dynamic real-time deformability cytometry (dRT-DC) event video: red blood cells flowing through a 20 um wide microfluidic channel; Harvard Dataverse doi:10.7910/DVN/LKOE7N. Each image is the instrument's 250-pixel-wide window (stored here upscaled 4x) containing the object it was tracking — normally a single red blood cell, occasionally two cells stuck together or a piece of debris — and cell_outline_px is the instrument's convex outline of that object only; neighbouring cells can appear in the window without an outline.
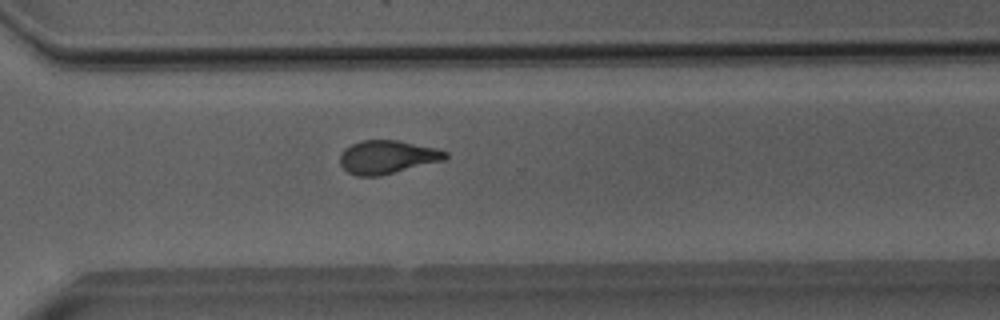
{"species": "Egyptian fruit bat (a non-hibernating species)", "species_latin": "Rousettus aegyptiacus", "temperature_condition": "room temperature", "stored_images_in_passage": 52, "camera_frame_rate_fps": 3000, "um_per_image_px": 0.085, "animal": {"sex": "male"}, "frame": {"image": 1, "passage_image": 38, "time_ms": 12.333, "image_size_px": [1000, 320], "cell_outline_px": [[448, 156], [444, 160], [380, 176], [356, 176], [348, 172], [340, 164], [340, 156], [344, 148], [360, 140], [396, 140], [436, 148], [448, 152]], "centroid_in_image_um": [32.9, 13.35], "position_along_channel_um": 337.7, "area_um2": 20.46}}
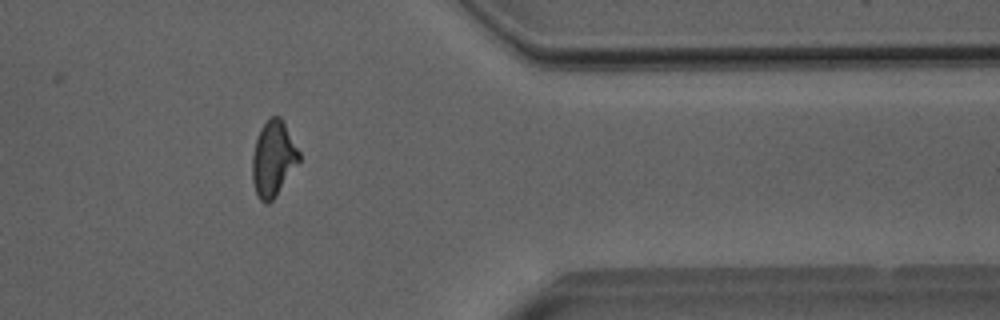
{"frame": {"image": 2, "passage_image": 43, "time_ms": 14.0, "image_size_px": [1000, 320], "cell_outline_px": [[300, 160], [272, 200], [268, 204], [264, 204], [256, 196], [252, 180], [252, 156], [256, 140], [260, 128], [268, 116], [280, 116], [300, 152]], "centroid_in_image_um": [23.2, 13.48], "position_along_channel_um": 388.2, "area_um2": 20.52}}
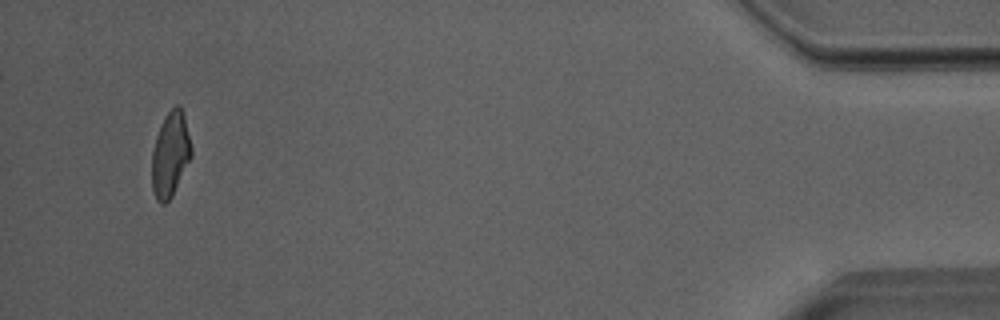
{"frame": {"image": 3, "passage_image": 50, "time_ms": 16.333, "image_size_px": [1000, 320], "cell_outline_px": [[192, 156], [172, 196], [164, 204], [160, 204], [156, 200], [152, 188], [152, 152], [156, 136], [160, 124], [164, 116], [176, 104], [180, 104], [184, 112], [192, 148]], "centroid_in_image_um": [14.48, 13.09], "position_along_channel_um": 420.7, "area_um2": 19.77}, "authors_computed_cell_mechanics": {"area_um2": 20.7213, "velocity_mm_per_s": 4.0042, "shape_relaxation_time_tau1_ms": null, "shape_relaxation_time_tau2_ms": 1.9216, "deformation_change_tau1": null, "deformation_change_tau2": 0.0986}}